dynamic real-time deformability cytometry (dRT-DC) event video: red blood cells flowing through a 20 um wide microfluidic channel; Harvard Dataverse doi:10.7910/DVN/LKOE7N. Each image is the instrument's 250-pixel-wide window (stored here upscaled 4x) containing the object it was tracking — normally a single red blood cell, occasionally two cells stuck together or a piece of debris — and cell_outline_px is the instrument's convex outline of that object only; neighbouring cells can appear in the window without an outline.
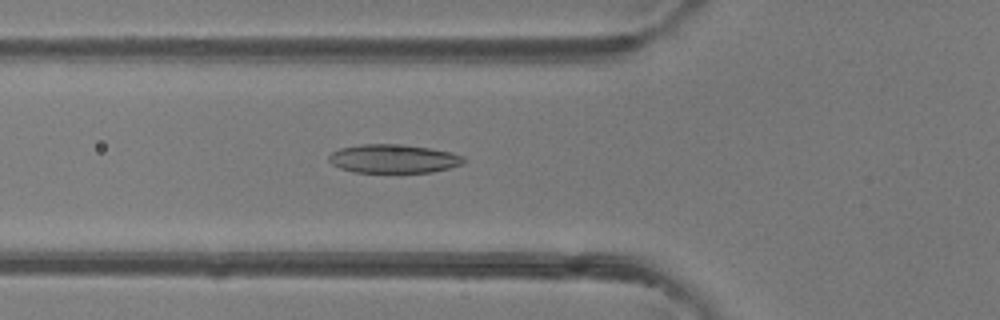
{"species": "common noctule bat (a hibernating species)", "species_latin": "Nyctalus noctula", "temperature_condition": "room temperature", "stored_images_in_passage": 34, "camera_frame_rate_fps": 3000, "um_per_image_px": 0.085, "animal": {"sex": "female"}, "frame": {"image": 1, "passage_image": 2, "time_ms": 0.333, "image_size_px": [1000, 320], "cell_outline_px": [[464, 164], [432, 172], [356, 172], [340, 168], [332, 164], [328, 160], [328, 156], [332, 152], [340, 148], [360, 144], [404, 144], [452, 152], [464, 156]], "centroid_in_image_um": [33.45, 13.48], "position_along_channel_um": 92.4, "area_um2": 22.54}}
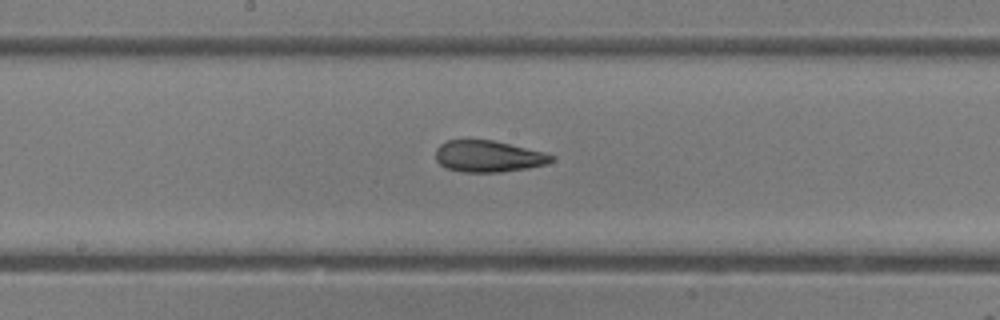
{"frame": {"image": 2, "passage_image": 10, "time_ms": 3.0, "image_size_px": [1000, 320], "cell_outline_px": [[556, 156], [548, 164], [528, 168], [500, 172], [464, 172], [444, 168], [436, 160], [436, 148], [440, 144], [448, 140], [492, 140], [544, 152]], "centroid_in_image_um": [41.5, 13.29], "position_along_channel_um": 206.7, "area_um2": 21.27}}
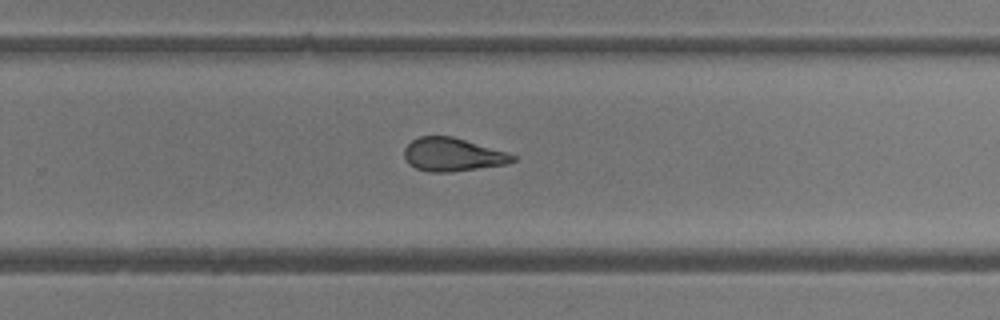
{"frame": {"image": 3, "passage_image": 16, "time_ms": 5.0, "image_size_px": [1000, 320], "cell_outline_px": [[516, 160], [508, 164], [452, 172], [428, 172], [416, 168], [408, 164], [404, 156], [404, 148], [412, 140], [420, 136], [452, 136], [508, 152], [516, 156]], "centroid_in_image_um": [38.48, 13.15], "position_along_channel_um": 291.3, "area_um2": 21.21}}